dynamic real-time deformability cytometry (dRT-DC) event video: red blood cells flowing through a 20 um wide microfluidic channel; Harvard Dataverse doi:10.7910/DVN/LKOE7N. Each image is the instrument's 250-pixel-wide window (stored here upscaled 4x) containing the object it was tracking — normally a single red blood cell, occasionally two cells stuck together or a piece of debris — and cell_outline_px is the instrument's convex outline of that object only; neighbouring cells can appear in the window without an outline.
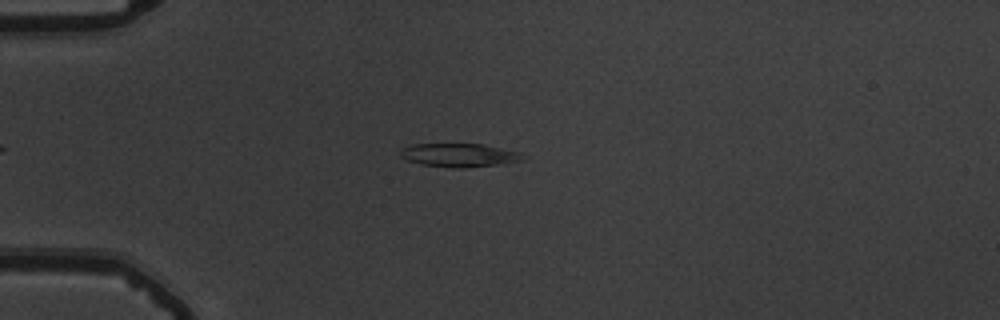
{"species": "common noctule bat (a hibernating species)", "species_latin": "Nyctalus noctula", "temperature_condition": "warm", "stored_images_in_passage": 47, "camera_frame_rate_fps": 3000, "um_per_image_px": 0.085, "animal": {"sex": "male", "body_mass_g": 19.5, "forearm_length_mm": 54.6}, "frame": {"image": 1, "passage_image": 7, "time_ms": 2.0, "image_size_px": [1000, 320], "cell_outline_px": [[520, 160], [496, 164], [464, 168], [452, 168], [420, 164], [408, 160], [400, 156], [400, 148], [412, 144], [484, 144], [520, 152]], "centroid_in_image_um": [38.93, 13.18], "position_along_channel_um": 46.1, "area_um2": 16.53}}
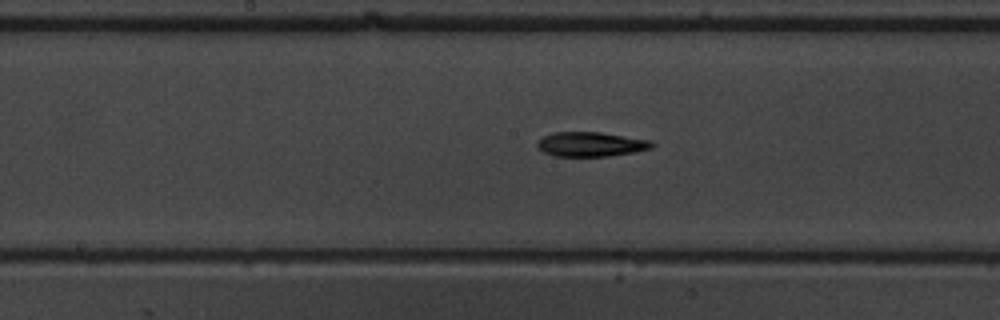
{"frame": {"image": 2, "passage_image": 21, "time_ms": 6.667, "image_size_px": [1000, 320], "cell_outline_px": [[656, 144], [652, 148], [632, 152], [608, 156], [556, 156], [544, 152], [536, 144], [536, 140], [544, 136], [556, 132], [600, 132], [652, 140]], "centroid_in_image_um": [50.25, 12.25], "position_along_channel_um": 198.0, "area_um2": 16.36}}
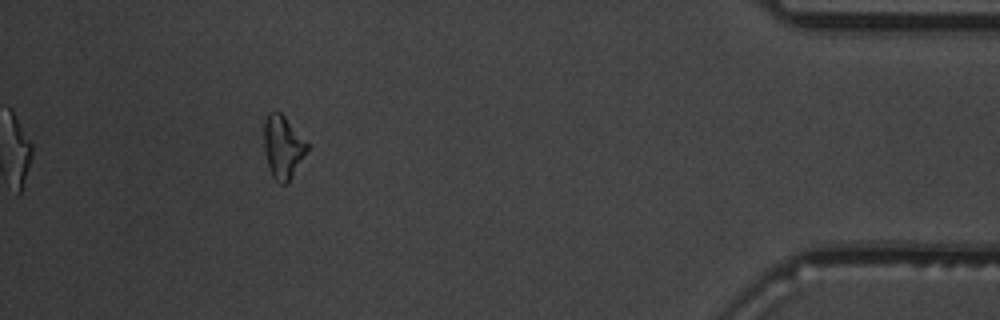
{"frame": {"image": 3, "passage_image": 42, "time_ms": 13.667, "image_size_px": [1000, 320], "cell_outline_px": [[308, 148], [288, 184], [280, 184], [272, 176], [268, 168], [264, 148], [264, 124], [268, 112], [280, 112], [284, 116], [308, 144]], "centroid_in_image_um": [24.02, 12.52], "position_along_channel_um": 411.2, "area_um2": 15.61}, "authors_computed_cell_mechanics": {"area_um2": 16.0684, "velocity_mm_per_s": 3.7631, "shape_relaxation_time_tau1_ms": 6.0768, "shape_relaxation_time_tau2_ms": 5.7385, "deformation_change_tau1": 0.1863, "deformation_change_tau2": 0.1805}}